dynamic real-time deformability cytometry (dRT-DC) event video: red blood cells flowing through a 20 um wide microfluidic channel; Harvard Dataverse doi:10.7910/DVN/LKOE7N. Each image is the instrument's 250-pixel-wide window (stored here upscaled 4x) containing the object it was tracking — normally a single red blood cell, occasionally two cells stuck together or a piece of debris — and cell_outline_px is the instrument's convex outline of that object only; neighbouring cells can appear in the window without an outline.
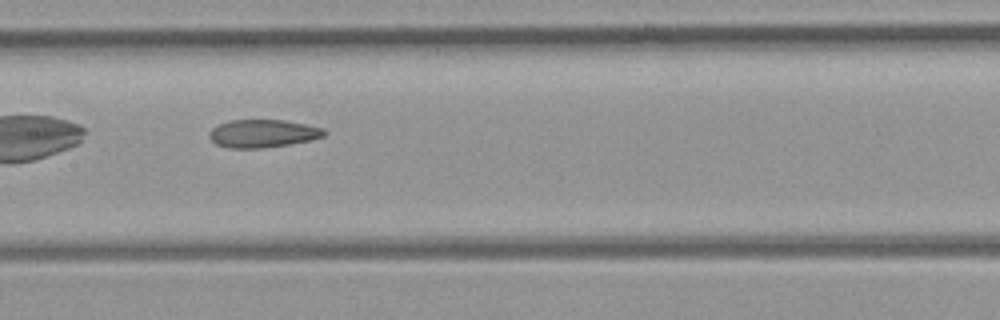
{"species": "common noctule bat (a hibernating species)", "species_latin": "Nyctalus noctula", "temperature_condition": "room temperature", "stored_images_in_passage": 24, "camera_frame_rate_fps": 3000, "um_per_image_px": 0.085, "animal": {"sex": "female", "body_mass_g": 21.9}, "frame": {"image": 1, "passage_image": 8, "time_ms": 2.333, "image_size_px": [1000, 320], "cell_outline_px": [[328, 132], [324, 136], [312, 140], [288, 144], [260, 148], [232, 148], [216, 144], [208, 136], [208, 132], [212, 128], [220, 124], [232, 120], [284, 120], [324, 128]], "centroid_in_image_um": [22.36, 11.34], "position_along_channel_um": 185.0, "area_um2": 18.61}}
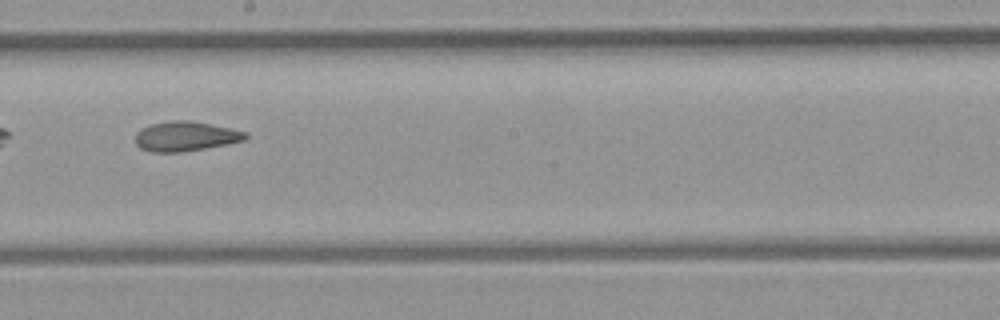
{"frame": {"image": 2, "passage_image": 11, "time_ms": 3.333, "image_size_px": [1000, 320], "cell_outline_px": [[248, 136], [244, 140], [204, 148], [180, 152], [152, 152], [140, 148], [136, 144], [136, 132], [140, 128], [152, 124], [172, 120], [188, 120], [248, 132]], "centroid_in_image_um": [15.73, 11.58], "position_along_channel_um": 232.5, "area_um2": 18.79}}